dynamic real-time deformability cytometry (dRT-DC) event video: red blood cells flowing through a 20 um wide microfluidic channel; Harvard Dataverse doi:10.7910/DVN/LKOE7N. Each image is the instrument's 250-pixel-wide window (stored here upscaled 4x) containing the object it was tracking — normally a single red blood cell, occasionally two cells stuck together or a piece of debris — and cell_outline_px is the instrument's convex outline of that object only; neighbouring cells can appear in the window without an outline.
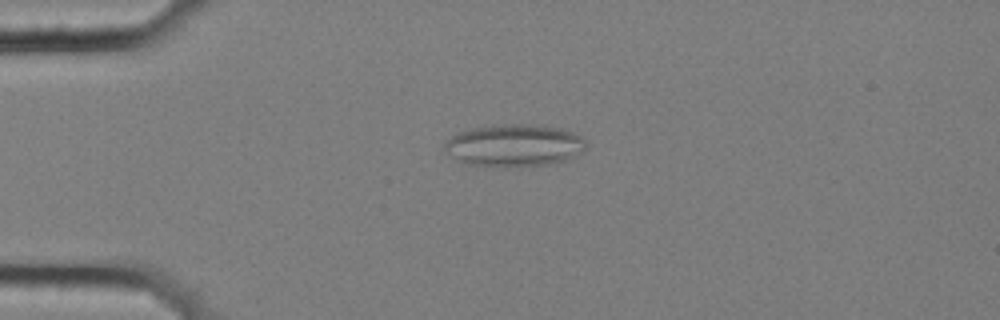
{"species": "common noctule bat (a hibernating species)", "species_latin": "Nyctalus noctula", "temperature_condition": "cold", "stored_images_in_passage": 5, "camera_frame_rate_fps": 3000, "um_per_image_px": 0.085, "animal": {"sex": "female", "body_mass_g": 25.1}, "frame": {"image": 1, "passage_image": 4, "time_ms": 1.0, "image_size_px": [1000, 320], "cell_outline_px": [[588, 144], [584, 152], [564, 160], [552, 164], [504, 168], [464, 164], [456, 160], [444, 152], [444, 144], [452, 136], [460, 132], [472, 128], [492, 124], [528, 124], [564, 128], [580, 136]], "centroid_in_image_um": [43.7, 12.37], "position_along_channel_um": 41.3, "area_um2": 35.6}}